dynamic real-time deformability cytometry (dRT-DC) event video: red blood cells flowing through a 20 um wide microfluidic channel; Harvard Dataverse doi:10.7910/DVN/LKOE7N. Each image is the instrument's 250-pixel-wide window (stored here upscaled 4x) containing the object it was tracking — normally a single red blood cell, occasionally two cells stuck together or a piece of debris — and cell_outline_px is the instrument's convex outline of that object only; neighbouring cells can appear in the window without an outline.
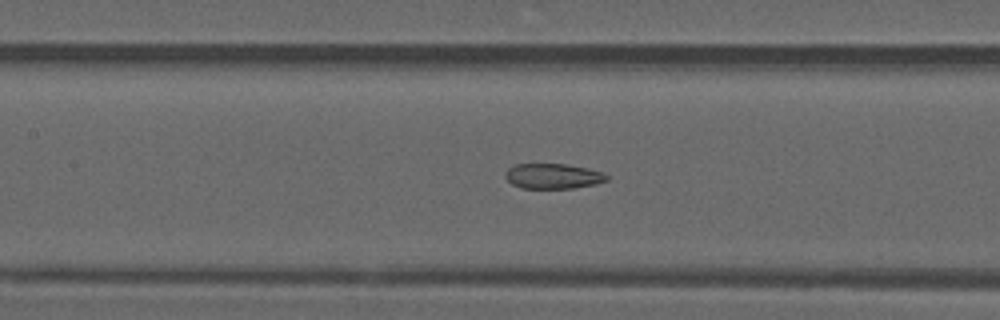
{"species": "common noctule bat (a hibernating species)", "species_latin": "Nyctalus noctula", "temperature_condition": "warm", "stored_images_in_passage": 50, "camera_frame_rate_fps": 3000, "um_per_image_px": 0.085, "animal": {"sex": "male", "forearm_length_mm": 52.5}, "frame": {"image": 1, "passage_image": 23, "time_ms": 7.333, "image_size_px": [1000, 320], "cell_outline_px": [[608, 180], [596, 184], [572, 188], [520, 188], [512, 184], [504, 176], [504, 172], [508, 168], [516, 164], [568, 164], [588, 168], [604, 172], [608, 176]], "centroid_in_image_um": [47.01, 14.97], "position_along_channel_um": 160.4, "area_um2": 15.03}}
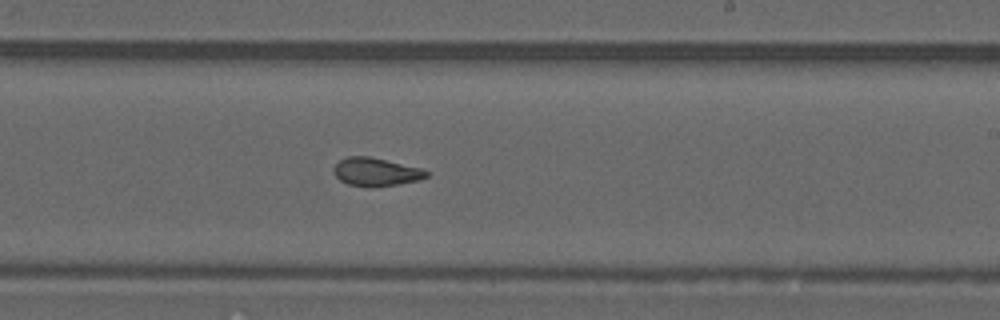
{"frame": {"image": 2, "passage_image": 30, "time_ms": 9.667, "image_size_px": [1000, 320], "cell_outline_px": [[428, 176], [416, 180], [376, 188], [368, 188], [348, 184], [340, 180], [332, 172], [332, 168], [340, 160], [348, 156], [368, 156], [420, 168], [428, 172]], "centroid_in_image_um": [31.89, 14.63], "position_along_channel_um": 257.1, "area_um2": 15.2}}
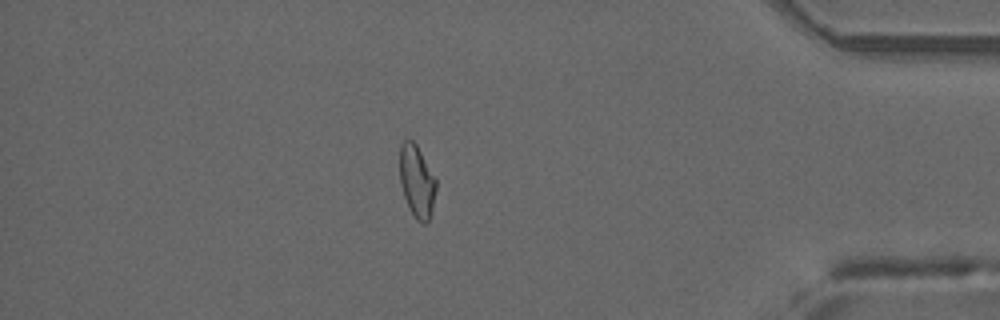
{"frame": {"image": 3, "passage_image": 43, "time_ms": 14.0, "image_size_px": [1000, 320], "cell_outline_px": [[436, 188], [432, 208], [428, 224], [420, 224], [416, 220], [408, 208], [400, 184], [400, 144], [404, 140], [412, 140], [416, 144], [436, 180]], "centroid_in_image_um": [35.42, 15.46], "position_along_channel_um": 399.8, "area_um2": 15.32}, "authors_computed_cell_mechanics": {"area_um2": 15.9817, "velocity_mm_per_s": 4.1656, "shape_relaxation_time_tau1_ms": null, "shape_relaxation_time_tau2_ms": 1.8968, "deformation_change_tau1": null, "deformation_change_tau2": 0.0851}}